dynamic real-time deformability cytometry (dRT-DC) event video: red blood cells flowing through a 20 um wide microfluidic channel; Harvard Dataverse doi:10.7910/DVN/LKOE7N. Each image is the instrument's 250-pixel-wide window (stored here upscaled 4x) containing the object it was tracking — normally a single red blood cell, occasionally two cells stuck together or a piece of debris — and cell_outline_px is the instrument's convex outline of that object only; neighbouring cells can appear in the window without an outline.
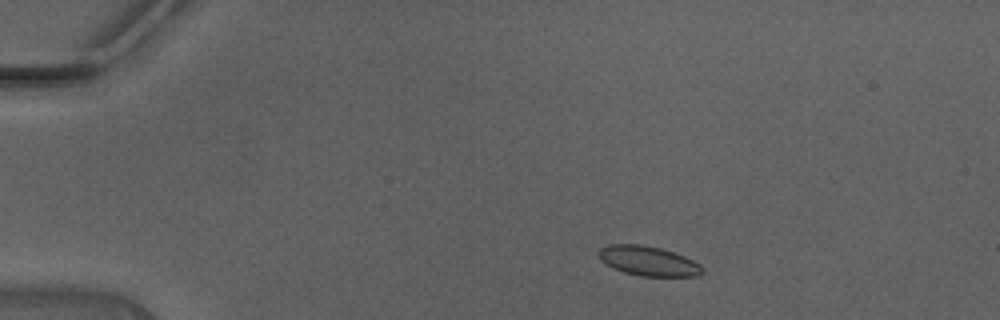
{"species": "Egyptian fruit bat (a non-hibernating species)", "species_latin": "Rousettus aegyptiacus", "temperature_condition": "warm", "stored_images_in_passage": 43, "camera_frame_rate_fps": 3000, "um_per_image_px": 0.085, "animal": {"sex": "male"}, "frame": {"image": 1, "passage_image": 5, "time_ms": 1.333, "image_size_px": [1000, 320], "cell_outline_px": [[704, 272], [700, 276], [640, 276], [624, 272], [612, 268], [600, 260], [600, 248], [608, 244], [640, 244], [660, 248], [684, 256], [700, 264], [704, 268]], "centroid_in_image_um": [55.12, 22.19], "position_along_channel_um": 29.9, "area_um2": 17.92}}
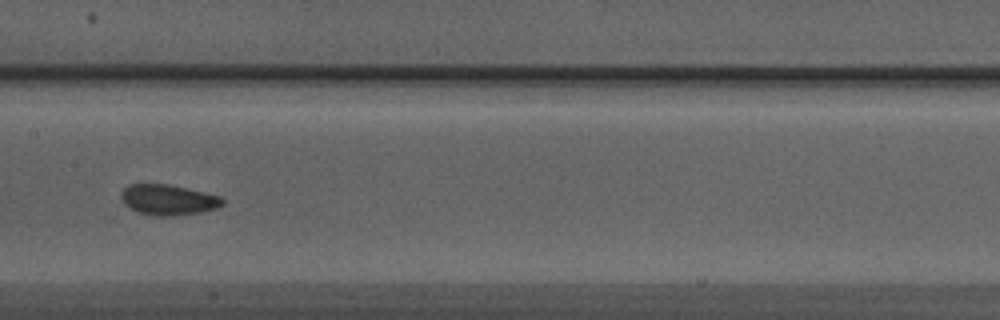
{"frame": {"image": 2, "passage_image": 21, "time_ms": 6.667, "image_size_px": [1000, 320], "cell_outline_px": [[224, 204], [216, 208], [200, 212], [176, 216], [156, 216], [140, 212], [124, 204], [120, 196], [124, 188], [128, 184], [168, 184], [220, 196], [224, 200]], "centroid_in_image_um": [14.3, 16.98], "position_along_channel_um": 193.1, "area_um2": 17.86}}
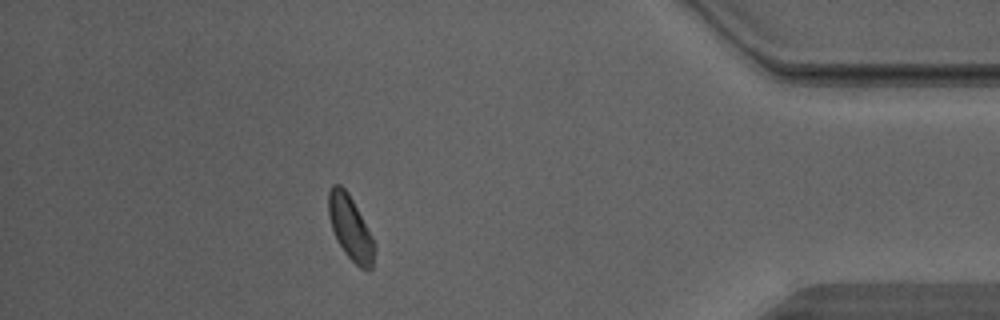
{"frame": {"image": 3, "passage_image": 38, "time_ms": 12.333, "image_size_px": [1000, 320], "cell_outline_px": [[376, 244], [372, 268], [360, 268], [344, 252], [336, 240], [328, 216], [328, 192], [332, 184], [340, 184], [348, 192], [372, 236]], "centroid_in_image_um": [29.77, 19.35], "position_along_channel_um": 405.4, "area_um2": 17.11}, "authors_computed_cell_mechanics": {"area_um2": 17.5134, "velocity_mm_per_s": 4.4472, "shape_relaxation_time_tau1_ms": 1.7847, "shape_relaxation_time_tau2_ms": 2.094, "deformation_change_tau1": 0.0441, "deformation_change_tau2": 0.0651}}